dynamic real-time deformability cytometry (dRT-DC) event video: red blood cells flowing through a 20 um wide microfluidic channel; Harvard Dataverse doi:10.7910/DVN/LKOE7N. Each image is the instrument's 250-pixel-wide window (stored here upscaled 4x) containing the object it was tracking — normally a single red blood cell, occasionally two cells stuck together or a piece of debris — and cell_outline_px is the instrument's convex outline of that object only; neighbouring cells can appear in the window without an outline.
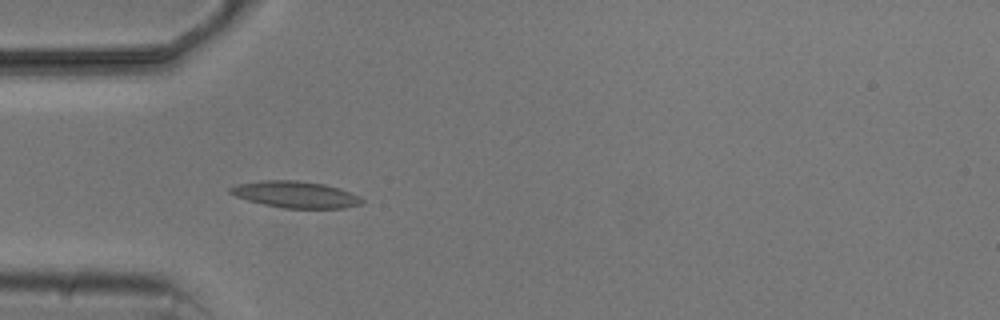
{"species": "common noctule bat (a hibernating species)", "species_latin": "Nyctalus noctula", "temperature_condition": "cold", "stored_images_in_passage": 5, "camera_frame_rate_fps": 3000, "um_per_image_px": 0.085, "animal": {"sex": "male", "body_mass_g": 20.5, "forearm_length_mm": 52.5}, "frame": {"image": 1, "passage_image": 4, "time_ms": 3.667, "image_size_px": [1000, 320], "cell_outline_px": [[364, 200], [360, 204], [344, 208], [280, 208], [248, 200], [236, 196], [228, 192], [228, 188], [236, 184], [264, 180], [296, 180], [324, 184], [340, 188], [360, 196]], "centroid_in_image_um": [25.11, 16.53], "position_along_channel_um": 59.9, "area_um2": 20.4}}
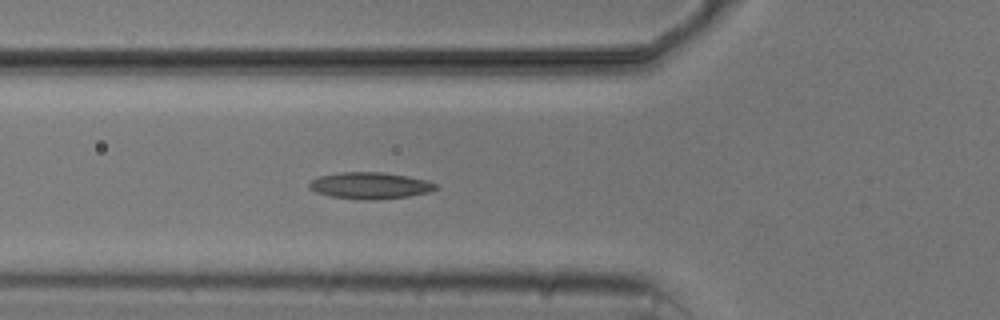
{"frame": {"image": 2, "passage_image": 5, "time_ms": 4.667, "image_size_px": [1000, 320], "cell_outline_px": [[440, 188], [428, 192], [408, 196], [372, 200], [364, 200], [332, 196], [316, 192], [308, 188], [308, 184], [312, 180], [320, 176], [340, 172], [380, 172], [408, 176], [428, 180], [436, 184]], "centroid_in_image_um": [31.47, 15.77], "position_along_channel_um": 94.3, "area_um2": 19.54}}